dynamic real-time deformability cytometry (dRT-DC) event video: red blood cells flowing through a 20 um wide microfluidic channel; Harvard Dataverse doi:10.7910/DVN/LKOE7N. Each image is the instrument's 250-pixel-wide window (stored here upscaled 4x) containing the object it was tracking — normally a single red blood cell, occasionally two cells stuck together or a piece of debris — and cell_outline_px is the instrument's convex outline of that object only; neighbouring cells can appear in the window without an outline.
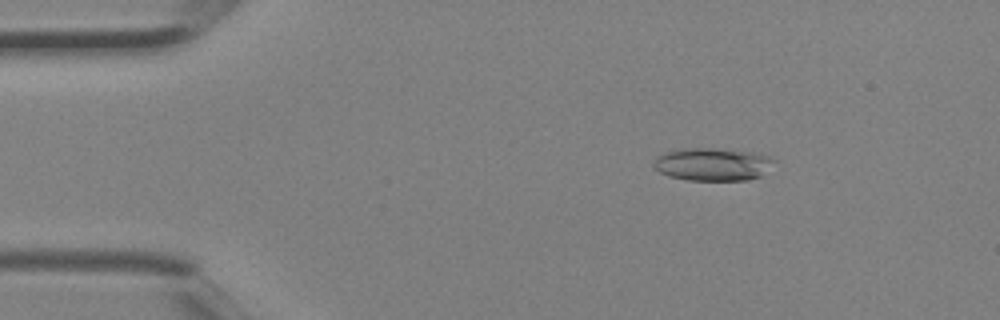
{"species": "Egyptian fruit bat (a non-hibernating species)", "species_latin": "Rousettus aegyptiacus", "temperature_condition": "room temperature", "stored_images_in_passage": 2, "camera_frame_rate_fps": 3000, "um_per_image_px": 0.085, "animal": {"sex": "female"}, "frame": {"image": 1, "passage_image": 1, "time_ms": 0.0, "image_size_px": [1000, 320], "cell_outline_px": [[776, 160], [760, 176], [748, 180], [688, 180], [668, 176], [660, 172], [652, 164], [656, 156], [668, 152], [684, 148], [712, 148], [752, 152], [768, 156]], "centroid_in_image_um": [60.55, 13.96], "position_along_channel_um": 24.5, "area_um2": 22.83}}
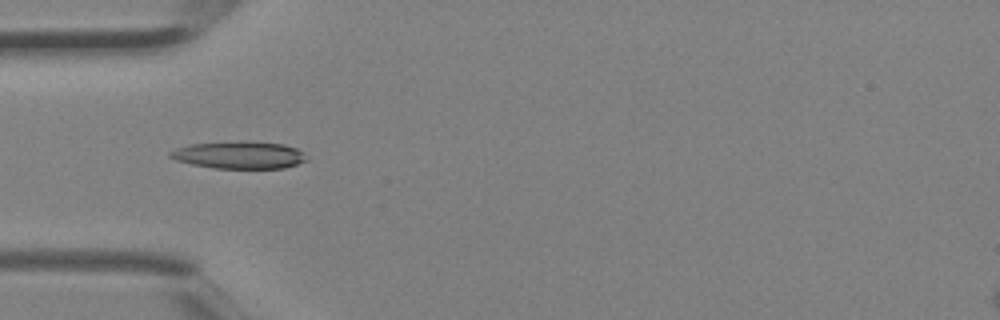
{"frame": {"image": 2, "passage_image": 2, "time_ms": 0.333, "image_size_px": [1000, 320], "cell_outline_px": [[308, 160], [284, 168], [212, 168], [192, 164], [176, 160], [168, 156], [168, 152], [176, 148], [192, 144], [284, 144], [296, 148], [304, 152]], "centroid_in_image_um": [20.34, 13.23], "position_along_channel_um": 64.7, "area_um2": 20.58}}